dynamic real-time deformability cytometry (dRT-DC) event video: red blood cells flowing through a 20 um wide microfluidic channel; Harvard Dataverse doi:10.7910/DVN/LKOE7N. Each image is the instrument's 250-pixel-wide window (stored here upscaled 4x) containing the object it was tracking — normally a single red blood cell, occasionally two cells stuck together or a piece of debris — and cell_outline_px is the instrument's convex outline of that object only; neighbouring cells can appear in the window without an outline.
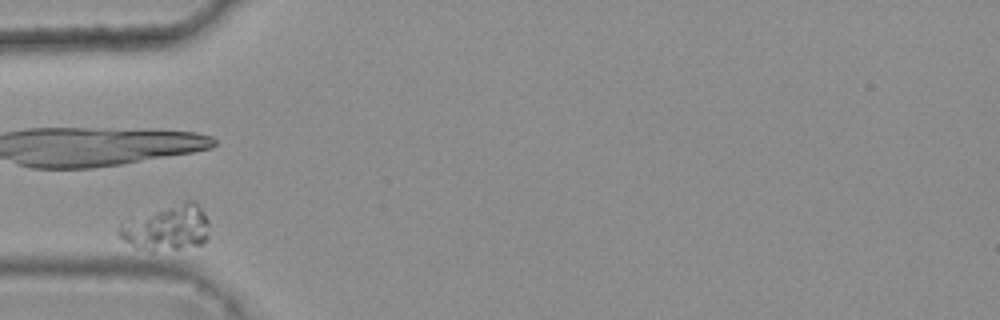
{"species": "common noctule bat (a hibernating species)", "species_latin": "Nyctalus noctula", "temperature_condition": "warm", "stored_images_in_passage": 3, "camera_frame_rate_fps": 3000, "um_per_image_px": 0.085, "animal": {"sex": "female", "body_mass_g": 25.1}, "frame": {"image": 1, "passage_image": 2, "time_ms": 0.333, "image_size_px": [1000, 320], "cell_outline_px": [[208, 236], [200, 244], [180, 248], [152, 252], [136, 248], [116, 236], [116, 232], [120, 224], [184, 200], [192, 200], [204, 212], [208, 220]], "centroid_in_image_um": [14.17, 19.39], "position_along_channel_um": 70.8, "area_um2": 23.58}}